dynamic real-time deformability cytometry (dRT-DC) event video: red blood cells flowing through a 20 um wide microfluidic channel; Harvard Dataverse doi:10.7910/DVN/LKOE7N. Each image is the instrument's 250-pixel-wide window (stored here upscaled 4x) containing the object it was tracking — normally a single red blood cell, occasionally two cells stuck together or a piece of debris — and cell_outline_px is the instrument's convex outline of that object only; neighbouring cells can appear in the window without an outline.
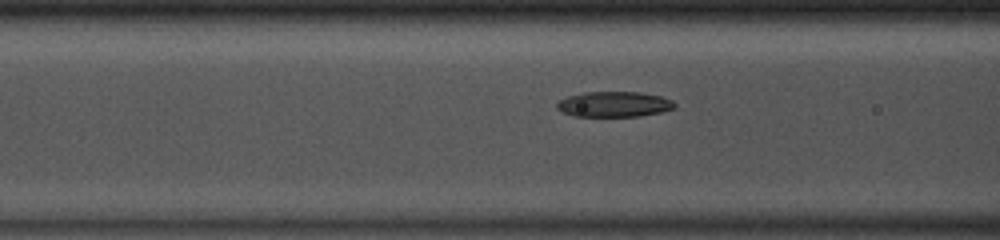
{"species": "common noctule bat (a hibernating species)", "species_latin": "Nyctalus noctula", "temperature_condition": "room temperature", "stored_images_in_passage": 48, "camera_frame_rate_fps": 3000, "um_per_image_px": 0.085, "animal": {"sex": "male", "body_mass_g": 13.0, "forearm_length_mm": 53.1}, "frame": {"image": 1, "passage_image": 18, "time_ms": 5.667, "image_size_px": [1000, 240], "cell_outline_px": [[676, 108], [660, 112], [640, 116], [576, 116], [564, 112], [556, 108], [556, 104], [560, 100], [568, 96], [584, 92], [640, 92], [660, 96], [672, 100], [676, 104]], "centroid_in_image_um": [52.22, 8.86], "position_along_channel_um": 114.4, "area_um2": 17.34}}
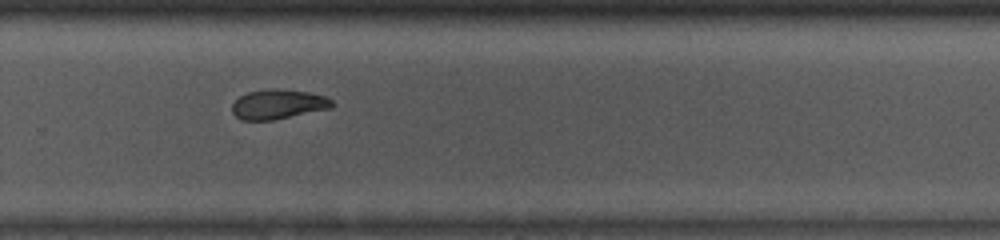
{"frame": {"image": 2, "passage_image": 32, "time_ms": 10.333, "image_size_px": [1000, 240], "cell_outline_px": [[336, 104], [332, 108], [272, 120], [240, 120], [232, 112], [232, 104], [240, 96], [248, 92], [272, 88], [308, 92], [324, 96], [332, 100]], "centroid_in_image_um": [23.65, 8.86], "position_along_channel_um": 306.1, "area_um2": 17.22}}
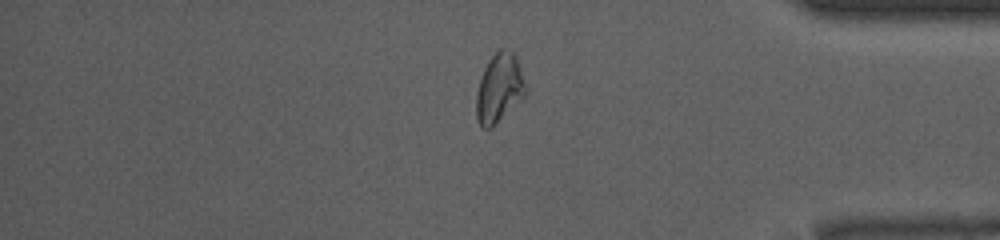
{"frame": {"image": 3, "passage_image": 40, "time_ms": 13.0, "image_size_px": [1000, 240], "cell_outline_px": [[528, 92], [492, 128], [480, 128], [476, 116], [476, 96], [480, 76], [488, 60], [500, 48], [508, 48], [516, 56], [528, 88]], "centroid_in_image_um": [42.44, 7.49], "position_along_channel_um": 392.8, "area_um2": 20.11}, "authors_computed_cell_mechanics": {"area_um2": 18.3804, "velocity_mm_per_s": 4.115, "shape_relaxation_time_tau1_ms": 8.0987, "shape_relaxation_time_tau2_ms": 2.4505, "deformation_change_tau1": 0.1998, "deformation_change_tau2": 0.0693}}